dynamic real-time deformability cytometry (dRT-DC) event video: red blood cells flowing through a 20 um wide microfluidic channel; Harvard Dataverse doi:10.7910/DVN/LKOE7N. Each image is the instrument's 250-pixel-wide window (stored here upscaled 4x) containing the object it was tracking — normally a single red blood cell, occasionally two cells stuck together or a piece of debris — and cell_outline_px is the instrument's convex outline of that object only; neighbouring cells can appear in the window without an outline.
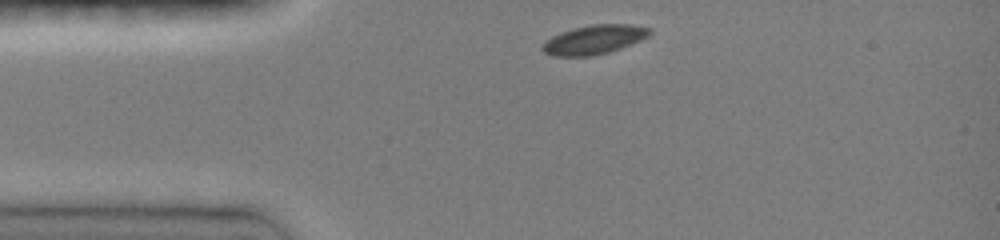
{"species": "common noctule bat (a hibernating species)", "species_latin": "Nyctalus noctula", "temperature_condition": "room temperature", "stored_images_in_passage": 32, "camera_frame_rate_fps": 3000, "um_per_image_px": 0.085, "animal": {"sex": "female", "body_mass_g": 19.0, "forearm_length_mm": 51.5}, "frame": {"image": 1, "passage_image": 1, "time_ms": 0.0, "image_size_px": [1000, 240], "cell_outline_px": [[652, 32], [648, 36], [640, 40], [620, 48], [608, 52], [592, 56], [552, 56], [544, 52], [540, 48], [552, 36], [560, 32], [572, 28], [592, 24], [628, 24], [652, 28]], "centroid_in_image_um": [50.5, 3.36], "position_along_channel_um": 34.5, "area_um2": 18.15}}
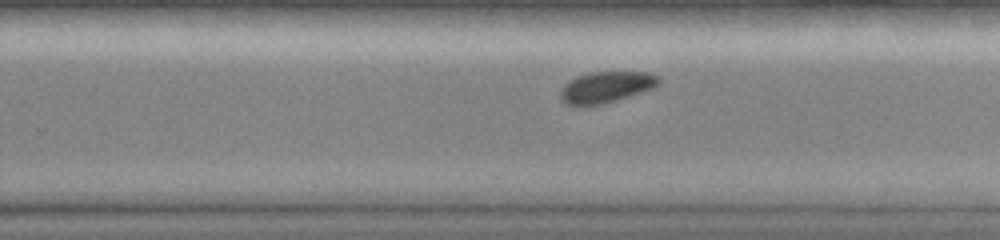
{"frame": {"image": 2, "passage_image": 21, "time_ms": 6.667, "image_size_px": [1000, 240], "cell_outline_px": [[660, 84], [652, 88], [604, 104], [584, 108], [564, 104], [560, 100], [560, 92], [564, 84], [588, 72], [652, 72], [660, 76]], "centroid_in_image_um": [51.5, 7.43], "position_along_channel_um": 278.3, "area_um2": 18.21}}
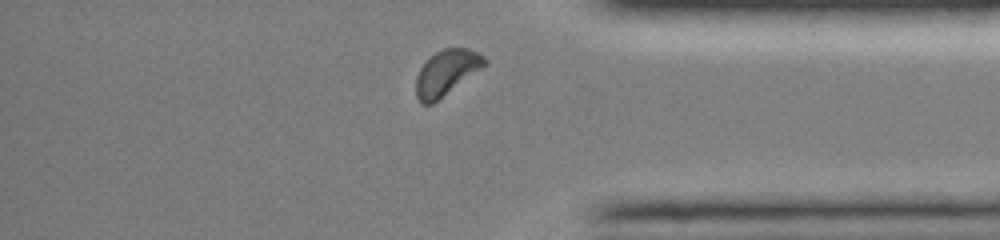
{"frame": {"image": 3, "passage_image": 30, "time_ms": 9.667, "image_size_px": [1000, 240], "cell_outline_px": [[488, 64], [432, 104], [420, 104], [416, 96], [416, 76], [420, 68], [436, 52], [444, 48], [468, 48], [484, 56], [488, 60]], "centroid_in_image_um": [37.96, 6.18], "position_along_channel_um": 397.2, "area_um2": 17.98}, "authors_computed_cell_mechanics": {"area_um2": 18.3804, "velocity_mm_per_s": 4.0975, "shape_relaxation_time_tau1_ms": 1.0979, "shape_relaxation_time_tau2_ms": null, "deformation_change_tau1": 0.0415, "deformation_change_tau2": null}}